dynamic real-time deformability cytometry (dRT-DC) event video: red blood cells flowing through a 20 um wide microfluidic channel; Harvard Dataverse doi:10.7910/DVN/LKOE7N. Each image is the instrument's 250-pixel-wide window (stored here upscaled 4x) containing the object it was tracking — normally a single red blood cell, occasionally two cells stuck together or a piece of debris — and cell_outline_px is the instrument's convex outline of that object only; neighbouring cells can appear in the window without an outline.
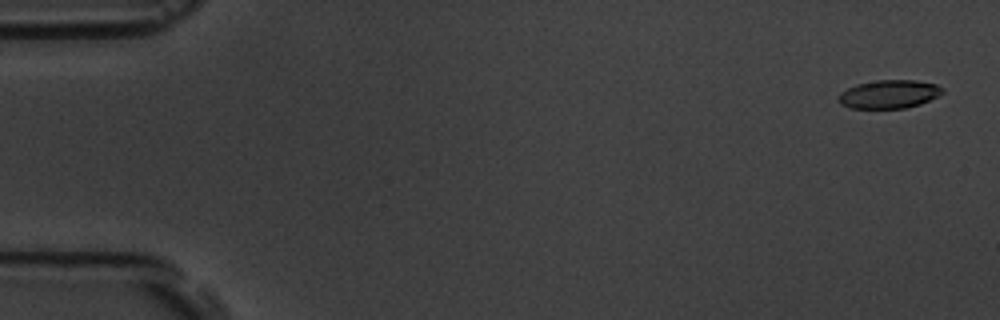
{"species": "common noctule bat (a hibernating species)", "species_latin": "Nyctalus noctula", "temperature_condition": "room temperature", "stored_images_in_passage": 15, "camera_frame_rate_fps": 3000, "um_per_image_px": 0.085, "animal": {"sex": "male", "body_mass_g": 19.5, "forearm_length_mm": 54.6}, "frame": {"image": 1, "passage_image": 1, "time_ms": 0.0, "image_size_px": [1000, 320], "cell_outline_px": [[944, 92], [920, 104], [904, 108], [852, 108], [840, 104], [840, 92], [856, 84], [876, 80], [916, 80], [936, 84], [944, 88]], "centroid_in_image_um": [75.58, 7.99], "position_along_channel_um": 9.4, "area_um2": 17.05}}
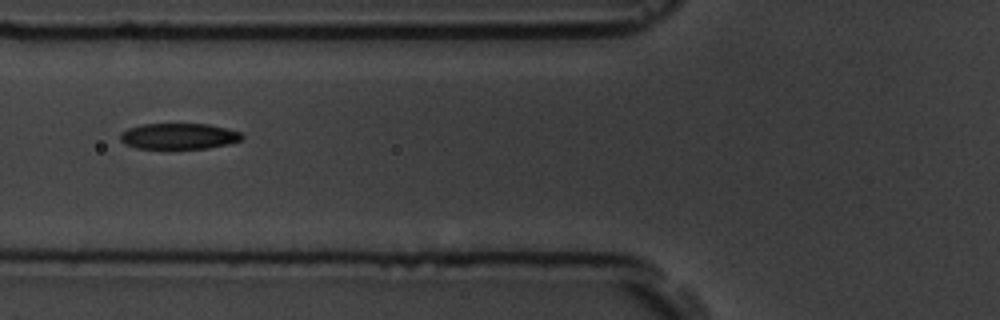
{"frame": {"image": 2, "passage_image": 6, "time_ms": 6.667, "image_size_px": [1000, 320], "cell_outline_px": [[244, 136], [240, 140], [228, 144], [208, 148], [136, 148], [124, 144], [120, 140], [120, 132], [128, 128], [140, 124], [208, 124], [240, 132]], "centroid_in_image_um": [15.15, 11.57], "position_along_channel_um": 110.6, "area_um2": 18.32}}
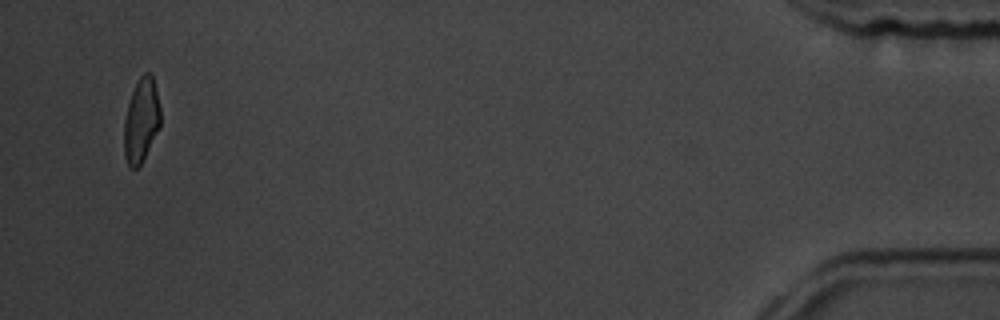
{"frame": {"image": 3, "passage_image": 15, "time_ms": 17.667, "image_size_px": [1000, 320], "cell_outline_px": [[160, 128], [140, 164], [136, 168], [132, 168], [128, 164], [124, 156], [124, 120], [128, 104], [132, 92], [140, 76], [144, 72], [148, 72], [152, 76], [160, 108]], "centroid_in_image_um": [12.0, 10.24], "position_along_channel_um": 423.2, "area_um2": 17.57}, "authors_computed_cell_mechanics": {"area_um2": 18.3226, "velocity_mm_per_s": 3.6065, "shape_relaxation_time_tau1_ms": 4.7417, "shape_relaxation_time_tau2_ms": 1.7018, "deformation_change_tau1": 0.1758, "deformation_change_tau2": 0.0781}}